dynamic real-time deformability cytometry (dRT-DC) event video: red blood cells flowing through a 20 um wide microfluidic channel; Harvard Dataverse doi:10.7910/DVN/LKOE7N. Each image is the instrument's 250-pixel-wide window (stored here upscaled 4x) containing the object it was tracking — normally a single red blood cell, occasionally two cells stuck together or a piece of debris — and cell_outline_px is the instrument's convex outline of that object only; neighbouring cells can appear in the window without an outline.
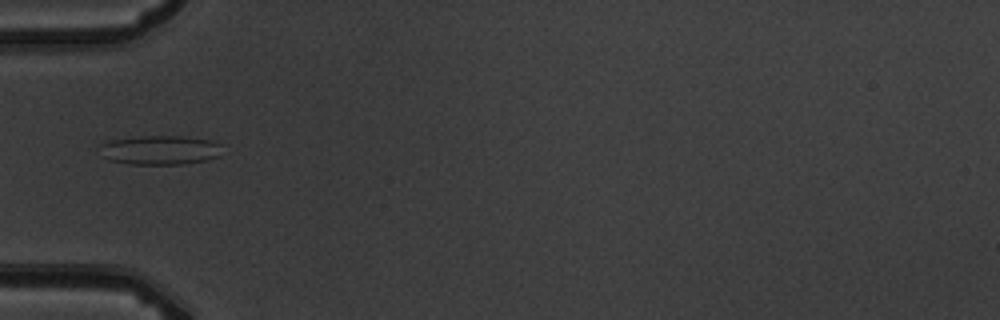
{"species": "common noctule bat (a hibernating species)", "species_latin": "Nyctalus noctula", "temperature_condition": "warm", "stored_images_in_passage": 4, "camera_frame_rate_fps": 3000, "um_per_image_px": 0.085, "animal": {"sex": "male", "body_mass_g": 19.5, "forearm_length_mm": 54.6}, "frame": {"image": 1, "passage_image": 1, "time_ms": 0.0, "image_size_px": [1000, 320], "cell_outline_px": [[220, 156], [208, 160], [184, 164], [128, 164], [108, 160], [100, 156], [100, 144], [108, 140], [144, 136], [180, 136], [212, 140], [220, 144]], "centroid_in_image_um": [13.57, 12.76], "position_along_channel_um": 71.4, "area_um2": 21.1}}
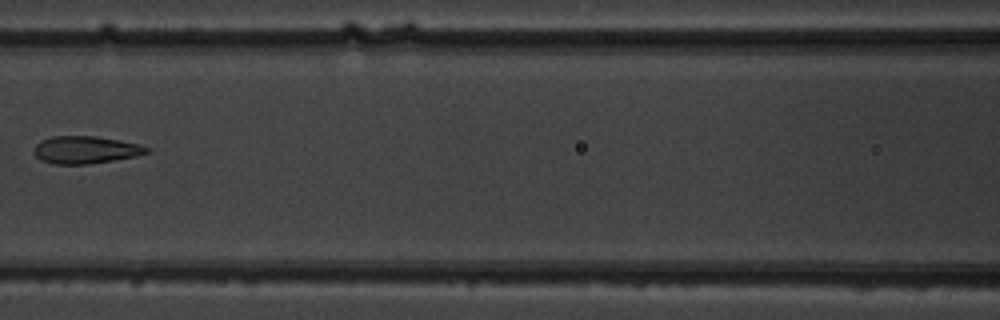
{"frame": {"image": 2, "passage_image": 3, "time_ms": 2.333, "image_size_px": [1000, 320], "cell_outline_px": [[148, 152], [136, 156], [88, 164], [52, 164], [40, 160], [36, 156], [36, 144], [40, 140], [52, 136], [96, 136], [120, 140], [140, 144], [148, 148]], "centroid_in_image_um": [7.26, 12.73], "position_along_channel_um": 159.3, "area_um2": 17.92}}
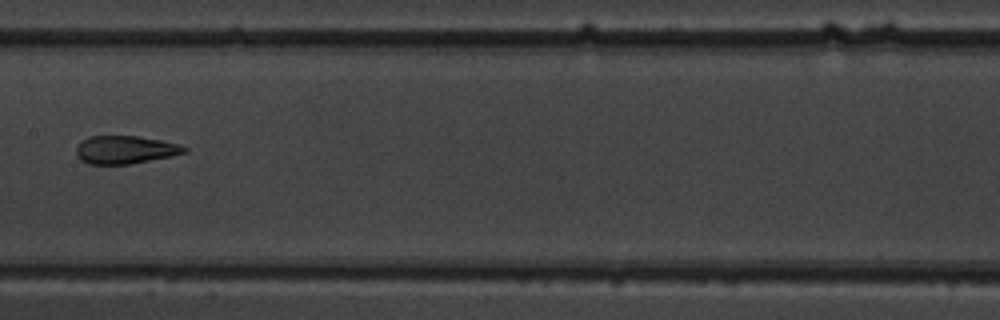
{"frame": {"image": 3, "passage_image": 4, "time_ms": 3.333, "image_size_px": [1000, 320], "cell_outline_px": [[188, 152], [172, 156], [128, 164], [88, 164], [80, 160], [76, 156], [76, 148], [88, 136], [136, 136], [160, 140], [180, 144], [188, 148]], "centroid_in_image_um": [10.65, 12.73], "position_along_channel_um": 196.7, "area_um2": 17.63}}